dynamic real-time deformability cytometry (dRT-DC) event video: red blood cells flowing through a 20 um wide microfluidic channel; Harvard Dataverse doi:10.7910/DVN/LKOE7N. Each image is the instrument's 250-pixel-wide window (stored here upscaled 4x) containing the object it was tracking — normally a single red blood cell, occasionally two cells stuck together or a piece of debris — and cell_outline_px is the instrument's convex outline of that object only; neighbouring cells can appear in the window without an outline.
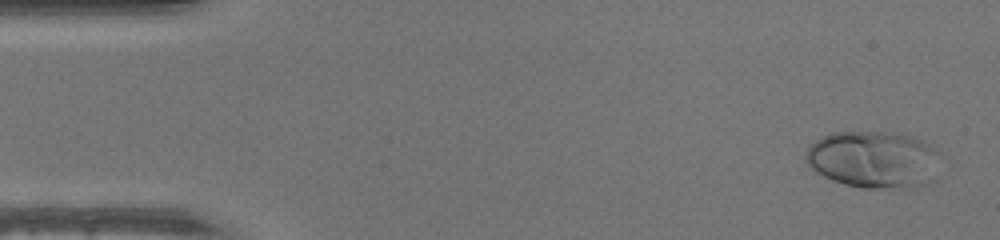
{"species": "human", "species_latin": "Homo sapiens", "temperature_condition": "warm", "stored_images_in_passage": 48, "camera_frame_rate_fps": 3000, "um_per_image_px": 0.085, "donor": {"sex": "male"}, "frame": {"image": 1, "passage_image": 2, "time_ms": 0.333, "image_size_px": [1000, 240], "cell_outline_px": [[940, 152], [936, 180], [928, 184], [916, 188], [860, 188], [844, 184], [832, 180], [816, 172], [808, 164], [804, 156], [808, 148], [816, 140], [832, 132], [888, 132], [908, 136], [924, 140], [936, 148]], "centroid_in_image_um": [74.33, 13.58], "position_along_channel_um": 10.7, "area_um2": 45.49}}
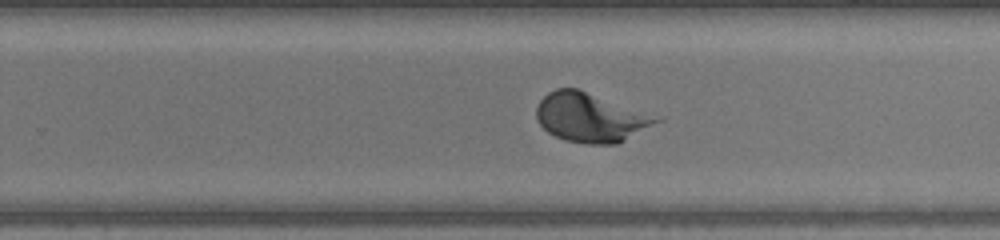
{"frame": {"image": 2, "passage_image": 30, "time_ms": 9.667, "image_size_px": [1000, 240], "cell_outline_px": [[664, 120], [616, 144], [584, 144], [564, 140], [548, 132], [540, 124], [536, 116], [536, 108], [540, 100], [548, 92], [556, 88], [576, 88], [664, 116]], "centroid_in_image_um": [50.26, 9.98], "position_along_channel_um": 279.5, "area_um2": 34.85}}
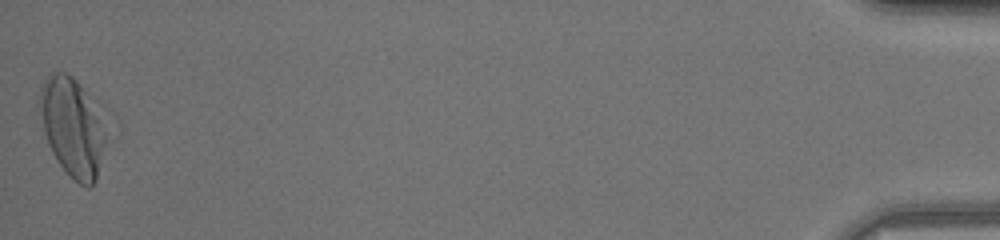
{"frame": {"image": 3, "passage_image": 48, "time_ms": 15.667, "image_size_px": [1000, 240], "cell_outline_px": [[112, 112], [96, 180], [88, 188], [80, 184], [68, 176], [56, 160], [48, 144], [44, 132], [40, 108], [40, 88], [48, 76], [52, 72], [64, 72], [72, 76], [112, 108]], "centroid_in_image_um": [6.33, 10.7], "position_along_channel_um": 428.9, "area_um2": 40.69}}